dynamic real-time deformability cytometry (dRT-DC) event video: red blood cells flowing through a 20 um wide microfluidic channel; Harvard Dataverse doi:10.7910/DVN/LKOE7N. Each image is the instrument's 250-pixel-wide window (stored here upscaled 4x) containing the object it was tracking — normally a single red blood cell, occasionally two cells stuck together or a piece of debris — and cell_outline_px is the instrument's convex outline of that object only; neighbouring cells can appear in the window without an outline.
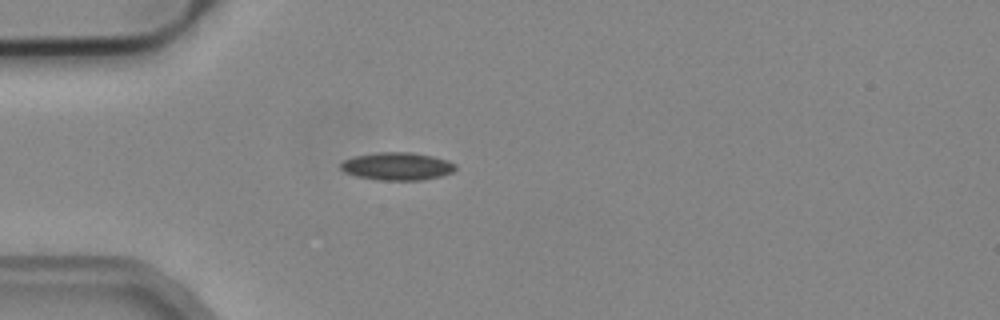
{"species": "common noctule bat (a hibernating species)", "species_latin": "Nyctalus noctula", "temperature_condition": "cold", "stored_images_in_passage": 5, "segment_of_instrument_passage": [1, 2], "camera_frame_rate_fps": 3000, "um_per_image_px": 0.085, "animal": {"sex": "male", "body_mass_g": 19.2, "forearm_length_mm": 51.8}, "frame": {"image": 1, "passage_image": 4, "time_ms": 1.0, "image_size_px": [1000, 320], "cell_outline_px": [[456, 168], [452, 172], [440, 176], [420, 180], [380, 180], [356, 176], [344, 172], [340, 168], [340, 164], [344, 160], [356, 156], [380, 152], [408, 152], [432, 156], [456, 164]], "centroid_in_image_um": [33.73, 14.14], "position_along_channel_um": 51.3, "area_um2": 18.32}}